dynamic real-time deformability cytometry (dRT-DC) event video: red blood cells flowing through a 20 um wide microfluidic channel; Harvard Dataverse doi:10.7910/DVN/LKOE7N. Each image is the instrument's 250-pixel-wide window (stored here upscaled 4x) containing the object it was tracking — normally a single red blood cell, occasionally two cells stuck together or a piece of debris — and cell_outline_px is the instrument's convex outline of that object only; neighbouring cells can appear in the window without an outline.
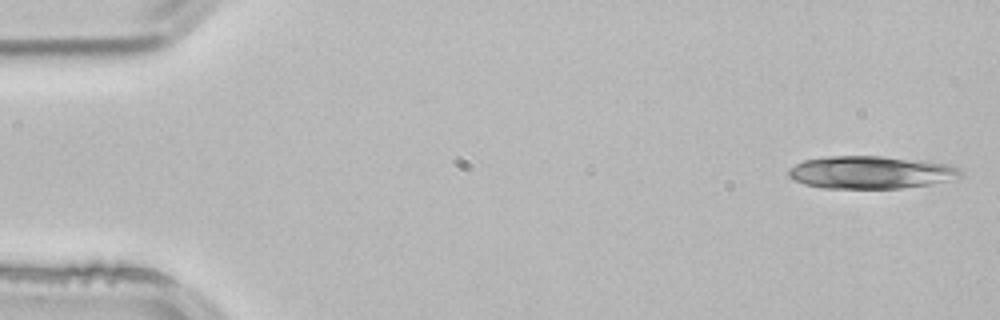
{"species": "common noctule bat (a hibernating species)", "species_latin": "Nyctalus noctula", "temperature_condition": "room temperature", "stored_images_in_passage": 4, "camera_frame_rate_fps": 3000, "um_per_image_px": 0.085, "animal": {"sex": "male", "body_mass_g": 21.5, "forearm_length_mm": 52.0}, "frame": {"image": 1, "passage_image": 1, "time_ms": 0.0, "image_size_px": [1000, 320], "cell_outline_px": [[964, 176], [932, 184], [900, 188], [820, 188], [804, 184], [788, 176], [788, 168], [804, 160], [824, 156], [880, 156], [928, 160], [948, 164], [960, 168]], "centroid_in_image_um": [74.04, 14.64], "position_along_channel_um": 11.0, "area_um2": 33.12}}
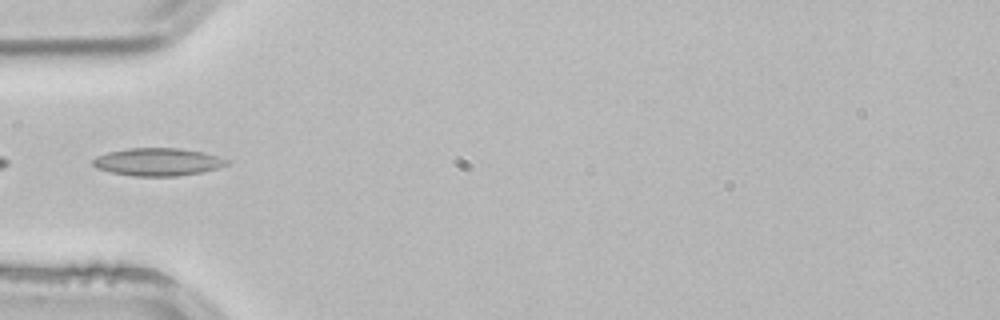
{"frame": {"image": 2, "passage_image": 4, "time_ms": 1.0, "image_size_px": [1000, 320], "cell_outline_px": [[228, 164], [216, 168], [200, 172], [176, 176], [136, 176], [112, 172], [96, 168], [92, 164], [92, 160], [96, 156], [108, 152], [128, 148], [180, 148], [204, 152], [228, 160]], "centroid_in_image_um": [13.37, 13.75], "position_along_channel_um": 71.6, "area_um2": 21.44}}